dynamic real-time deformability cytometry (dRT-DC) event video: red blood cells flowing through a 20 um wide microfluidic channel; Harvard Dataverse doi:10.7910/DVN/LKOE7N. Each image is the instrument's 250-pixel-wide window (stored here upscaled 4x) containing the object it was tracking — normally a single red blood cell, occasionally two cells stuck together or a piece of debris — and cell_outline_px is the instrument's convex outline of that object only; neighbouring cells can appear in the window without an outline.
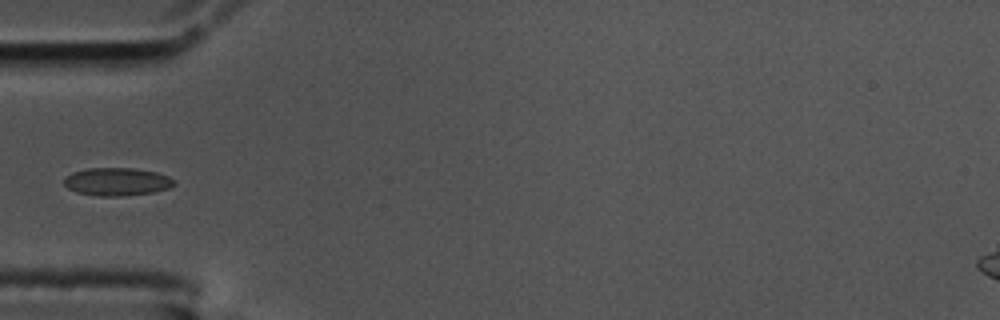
{"species": "common noctule bat (a hibernating species)", "species_latin": "Nyctalus noctula", "temperature_condition": "cold", "stored_images_in_passage": 40, "camera_frame_rate_fps": 3000, "um_per_image_px": 0.085, "animal": {"sex": "male", "body_mass_g": 17.5, "forearm_length_mm": 52.3}, "frame": {"image": 1, "passage_image": 1, "time_ms": 0.0, "image_size_px": [1000, 320], "cell_outline_px": [[176, 184], [168, 188], [152, 192], [120, 196], [100, 196], [76, 192], [68, 188], [64, 184], [64, 176], [72, 172], [88, 168], [132, 168], [156, 172], [168, 176], [176, 180]], "centroid_in_image_um": [9.93, 15.43], "position_along_channel_um": 75.1, "area_um2": 17.92}}
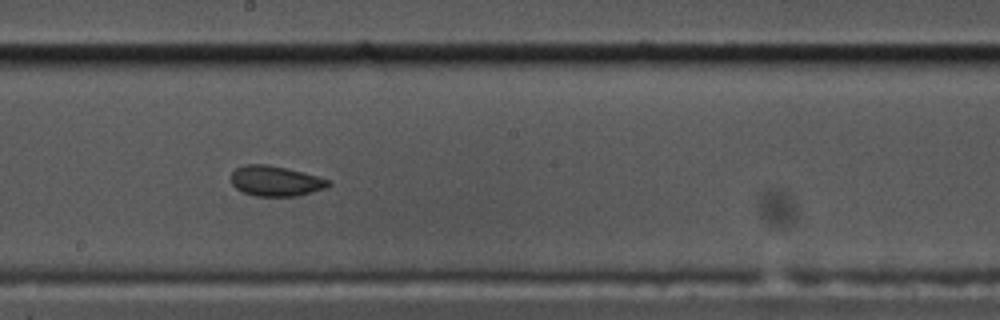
{"frame": {"image": 2, "passage_image": 14, "time_ms": 4.333, "image_size_px": [1000, 320], "cell_outline_px": [[332, 184], [328, 188], [300, 196], [256, 196], [244, 192], [236, 188], [232, 184], [232, 172], [236, 168], [244, 164], [268, 164], [316, 176], [328, 180]], "centroid_in_image_um": [23.44, 15.4], "position_along_channel_um": 224.8, "area_um2": 17.11}}
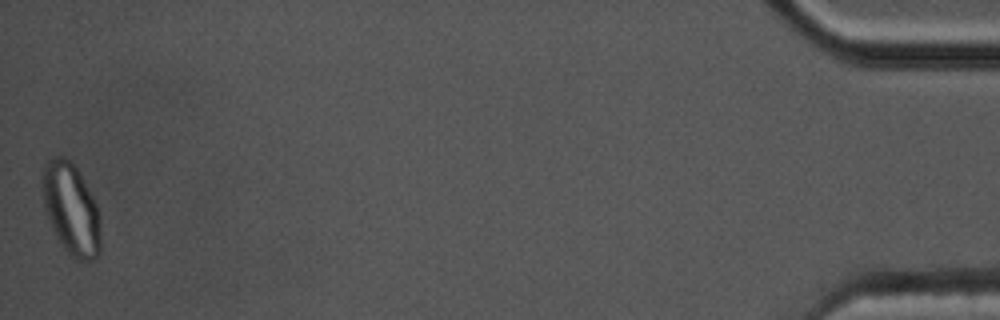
{"frame": {"image": 3, "passage_image": 40, "time_ms": 13.0, "image_size_px": [1000, 320], "cell_outline_px": [[100, 252], [92, 260], [76, 260], [64, 248], [56, 236], [52, 228], [44, 208], [40, 188], [44, 164], [52, 156], [64, 156], [72, 160], [92, 196], [96, 204], [100, 216]], "centroid_in_image_um": [6.01, 17.73], "position_along_channel_um": 429.2, "area_um2": 31.33}}